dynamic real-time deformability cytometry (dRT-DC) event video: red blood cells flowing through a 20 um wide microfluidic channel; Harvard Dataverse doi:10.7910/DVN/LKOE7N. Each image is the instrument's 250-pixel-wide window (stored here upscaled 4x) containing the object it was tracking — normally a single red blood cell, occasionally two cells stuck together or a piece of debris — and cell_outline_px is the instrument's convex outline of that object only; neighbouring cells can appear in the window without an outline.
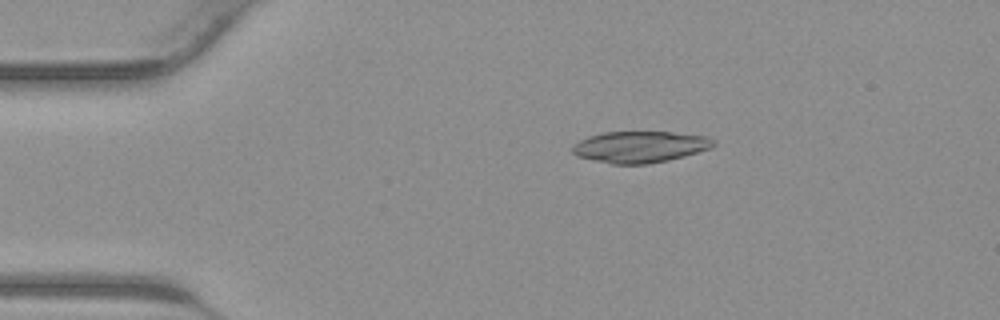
{"species": "common noctule bat (a hibernating species)", "species_latin": "Nyctalus noctula", "temperature_condition": "warm", "stored_images_in_passage": 38, "camera_frame_rate_fps": 3000, "um_per_image_px": 0.085, "animal": {"sex": "male", "body_mass_g": 23.1, "forearm_length_mm": 52.7}, "frame": {"image": 1, "passage_image": 5, "time_ms": 1.333, "image_size_px": [1000, 320], "cell_outline_px": [[716, 144], [712, 148], [684, 156], [668, 160], [648, 164], [612, 164], [576, 156], [572, 152], [572, 144], [588, 136], [604, 132], [672, 132], [708, 136], [716, 140]], "centroid_in_image_um": [54.42, 12.48], "position_along_channel_um": 30.6, "area_um2": 26.01}}
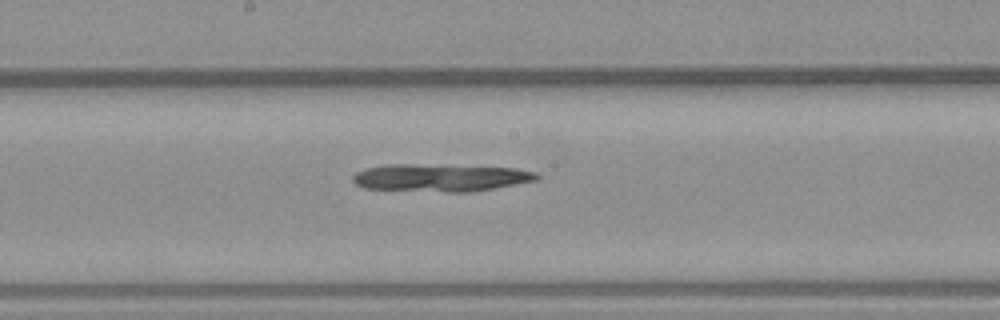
{"frame": {"image": 2, "passage_image": 19, "time_ms": 6.0, "image_size_px": [1000, 320], "cell_outline_px": [[540, 176], [536, 180], [492, 188], [468, 192], [448, 192], [364, 188], [356, 184], [352, 180], [352, 176], [356, 172], [368, 168], [384, 164], [408, 164], [516, 168], [536, 172]], "centroid_in_image_um": [37.4, 15.1], "position_along_channel_um": 210.8, "area_um2": 29.13}}
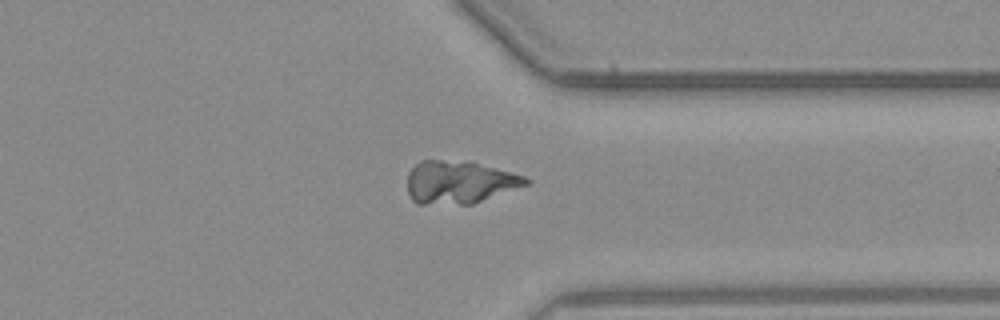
{"frame": {"image": 3, "passage_image": 29, "time_ms": 9.333, "image_size_px": [1000, 320], "cell_outline_px": [[532, 184], [472, 204], [416, 204], [412, 200], [408, 192], [408, 172], [420, 160], [440, 160], [476, 164], [524, 176], [532, 180]], "centroid_in_image_um": [39.04, 15.52], "position_along_channel_um": 372.4, "area_um2": 29.25}}